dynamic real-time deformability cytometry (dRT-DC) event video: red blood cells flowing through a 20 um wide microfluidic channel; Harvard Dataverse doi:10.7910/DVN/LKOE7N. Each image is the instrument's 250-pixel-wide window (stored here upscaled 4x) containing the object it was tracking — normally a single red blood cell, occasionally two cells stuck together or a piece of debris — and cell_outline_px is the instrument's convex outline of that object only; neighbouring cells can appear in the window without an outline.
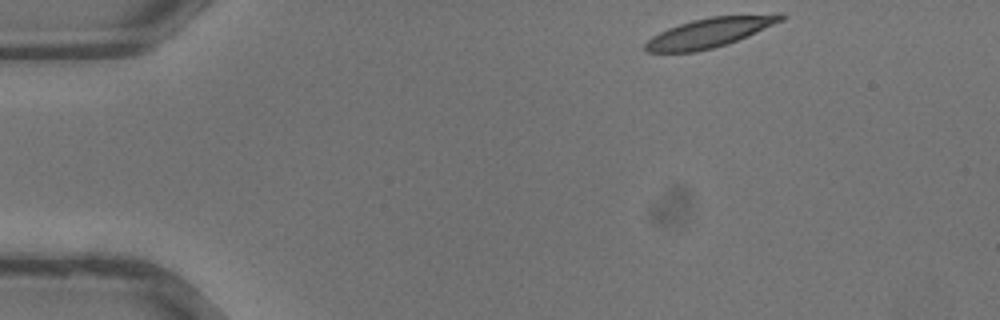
{"species": "common noctule bat (a hibernating species)", "species_latin": "Nyctalus noctula", "temperature_condition": "warm", "stored_images_in_passage": 32, "camera_frame_rate_fps": 3000, "um_per_image_px": 0.085, "animal": {"sex": "male", "body_mass_g": 13.3}, "frame": {"image": 1, "passage_image": 1, "time_ms": 0.0, "image_size_px": [1000, 320], "cell_outline_px": [[788, 16], [784, 20], [728, 44], [696, 52], [644, 52], [644, 44], [652, 36], [668, 28], [692, 20], [712, 16], [780, 12], [784, 12]], "centroid_in_image_um": [60.4, 2.74], "position_along_channel_um": 24.6, "area_um2": 23.7}}
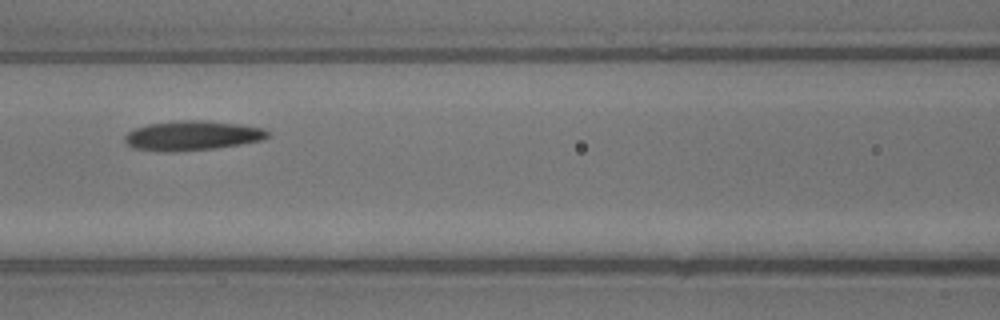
{"frame": {"image": 2, "passage_image": 12, "time_ms": 3.667, "image_size_px": [1000, 320], "cell_outline_px": [[268, 136], [264, 140], [216, 148], [168, 152], [132, 148], [124, 140], [124, 136], [128, 132], [136, 128], [148, 124], [180, 120], [204, 120], [240, 124], [264, 128], [268, 132]], "centroid_in_image_um": [16.35, 11.52], "position_along_channel_um": 150.3, "area_um2": 24.62}}
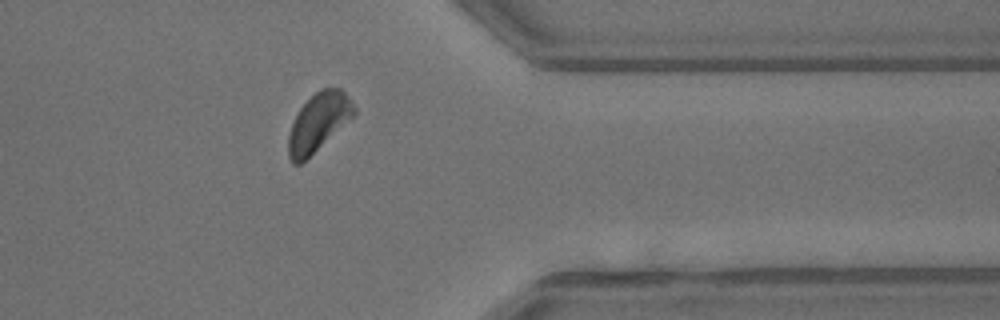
{"frame": {"image": 3, "passage_image": 25, "time_ms": 8.0, "image_size_px": [1000, 320], "cell_outline_px": [[356, 116], [300, 164], [292, 164], [288, 156], [288, 136], [292, 124], [300, 108], [320, 88], [340, 88], [348, 96], [356, 108]], "centroid_in_image_um": [27.1, 10.4], "position_along_channel_um": 384.3, "area_um2": 22.2}}